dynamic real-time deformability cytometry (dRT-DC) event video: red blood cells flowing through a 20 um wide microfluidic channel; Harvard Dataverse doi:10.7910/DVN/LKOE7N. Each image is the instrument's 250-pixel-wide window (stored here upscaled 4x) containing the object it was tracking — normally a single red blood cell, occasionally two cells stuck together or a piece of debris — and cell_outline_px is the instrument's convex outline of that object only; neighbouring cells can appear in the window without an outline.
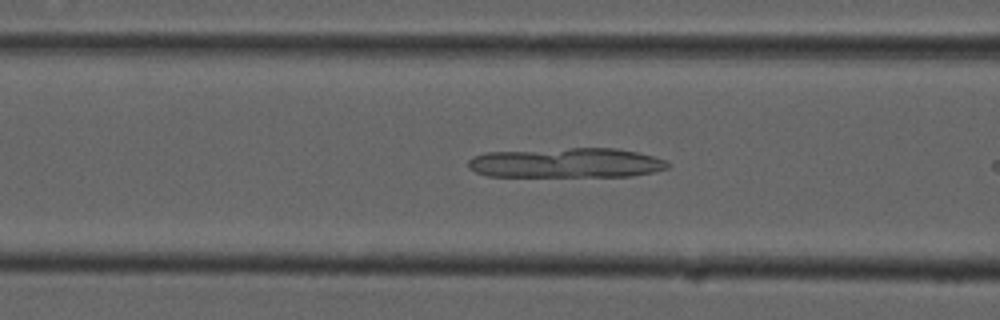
{"species": "common noctule bat (a hibernating species)", "species_latin": "Nyctalus noctula", "temperature_condition": "cold", "stored_images_in_passage": 11, "camera_frame_rate_fps": 3000, "um_per_image_px": 0.085, "animal": {"sex": "male", "forearm_length_mm": 52.5}, "frame": {"image": 1, "passage_image": 10, "time_ms": 3.0, "image_size_px": [1000, 320], "cell_outline_px": [[672, 164], [668, 168], [652, 172], [632, 176], [488, 176], [476, 172], [468, 168], [468, 160], [472, 156], [488, 152], [568, 148], [616, 148], [636, 152], [668, 160]], "centroid_in_image_um": [48.15, 13.84], "position_along_channel_um": 118.4, "area_um2": 34.8}}